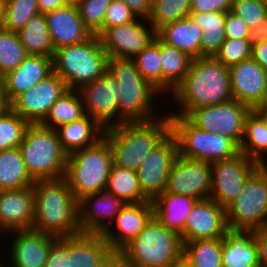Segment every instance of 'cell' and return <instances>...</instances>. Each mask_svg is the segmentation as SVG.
Segmentation results:
<instances>
[{"instance_id":"30","label":"cell","mask_w":267,"mask_h":267,"mask_svg":"<svg viewBox=\"0 0 267 267\" xmlns=\"http://www.w3.org/2000/svg\"><path fill=\"white\" fill-rule=\"evenodd\" d=\"M202 34V29L190 16L166 23L157 30V36L163 42L175 46L193 59L201 57Z\"/></svg>"},{"instance_id":"49","label":"cell","mask_w":267,"mask_h":267,"mask_svg":"<svg viewBox=\"0 0 267 267\" xmlns=\"http://www.w3.org/2000/svg\"><path fill=\"white\" fill-rule=\"evenodd\" d=\"M225 25L226 39H248L250 28L231 11L226 13Z\"/></svg>"},{"instance_id":"31","label":"cell","mask_w":267,"mask_h":267,"mask_svg":"<svg viewBox=\"0 0 267 267\" xmlns=\"http://www.w3.org/2000/svg\"><path fill=\"white\" fill-rule=\"evenodd\" d=\"M160 58L162 68V93L169 91L171 94L184 80L188 73L191 58L175 46L167 44L160 39Z\"/></svg>"},{"instance_id":"24","label":"cell","mask_w":267,"mask_h":267,"mask_svg":"<svg viewBox=\"0 0 267 267\" xmlns=\"http://www.w3.org/2000/svg\"><path fill=\"white\" fill-rule=\"evenodd\" d=\"M53 73V57L28 54L22 64L0 79V87L12 102L21 93Z\"/></svg>"},{"instance_id":"37","label":"cell","mask_w":267,"mask_h":267,"mask_svg":"<svg viewBox=\"0 0 267 267\" xmlns=\"http://www.w3.org/2000/svg\"><path fill=\"white\" fill-rule=\"evenodd\" d=\"M106 191L121 198L125 203L149 201L142 193L137 171L112 165Z\"/></svg>"},{"instance_id":"45","label":"cell","mask_w":267,"mask_h":267,"mask_svg":"<svg viewBox=\"0 0 267 267\" xmlns=\"http://www.w3.org/2000/svg\"><path fill=\"white\" fill-rule=\"evenodd\" d=\"M224 66L230 67L252 57L248 39H226L214 56Z\"/></svg>"},{"instance_id":"12","label":"cell","mask_w":267,"mask_h":267,"mask_svg":"<svg viewBox=\"0 0 267 267\" xmlns=\"http://www.w3.org/2000/svg\"><path fill=\"white\" fill-rule=\"evenodd\" d=\"M212 198L226 208L241 193L247 178L260 166L256 161L243 153L227 160L211 163Z\"/></svg>"},{"instance_id":"20","label":"cell","mask_w":267,"mask_h":267,"mask_svg":"<svg viewBox=\"0 0 267 267\" xmlns=\"http://www.w3.org/2000/svg\"><path fill=\"white\" fill-rule=\"evenodd\" d=\"M228 231L226 208L212 198L198 200L187 216L184 244L188 241L222 238Z\"/></svg>"},{"instance_id":"47","label":"cell","mask_w":267,"mask_h":267,"mask_svg":"<svg viewBox=\"0 0 267 267\" xmlns=\"http://www.w3.org/2000/svg\"><path fill=\"white\" fill-rule=\"evenodd\" d=\"M136 16L121 0H111L104 16V30L132 22Z\"/></svg>"},{"instance_id":"1","label":"cell","mask_w":267,"mask_h":267,"mask_svg":"<svg viewBox=\"0 0 267 267\" xmlns=\"http://www.w3.org/2000/svg\"><path fill=\"white\" fill-rule=\"evenodd\" d=\"M172 95L181 109L170 114L184 117L194 109L228 102L233 99L229 67L215 57L195 58Z\"/></svg>"},{"instance_id":"54","label":"cell","mask_w":267,"mask_h":267,"mask_svg":"<svg viewBox=\"0 0 267 267\" xmlns=\"http://www.w3.org/2000/svg\"><path fill=\"white\" fill-rule=\"evenodd\" d=\"M248 40L252 46L262 41H267V16L261 26L250 29Z\"/></svg>"},{"instance_id":"23","label":"cell","mask_w":267,"mask_h":267,"mask_svg":"<svg viewBox=\"0 0 267 267\" xmlns=\"http://www.w3.org/2000/svg\"><path fill=\"white\" fill-rule=\"evenodd\" d=\"M153 215L154 206L152 201L126 203L114 219L116 226L114 228L117 229V232L113 233V227H109L102 236L118 254L138 236Z\"/></svg>"},{"instance_id":"48","label":"cell","mask_w":267,"mask_h":267,"mask_svg":"<svg viewBox=\"0 0 267 267\" xmlns=\"http://www.w3.org/2000/svg\"><path fill=\"white\" fill-rule=\"evenodd\" d=\"M44 267H69V236L52 239Z\"/></svg>"},{"instance_id":"27","label":"cell","mask_w":267,"mask_h":267,"mask_svg":"<svg viewBox=\"0 0 267 267\" xmlns=\"http://www.w3.org/2000/svg\"><path fill=\"white\" fill-rule=\"evenodd\" d=\"M223 267H259L255 231L229 230L222 237Z\"/></svg>"},{"instance_id":"38","label":"cell","mask_w":267,"mask_h":267,"mask_svg":"<svg viewBox=\"0 0 267 267\" xmlns=\"http://www.w3.org/2000/svg\"><path fill=\"white\" fill-rule=\"evenodd\" d=\"M183 258L192 267H223L222 238L186 242Z\"/></svg>"},{"instance_id":"5","label":"cell","mask_w":267,"mask_h":267,"mask_svg":"<svg viewBox=\"0 0 267 267\" xmlns=\"http://www.w3.org/2000/svg\"><path fill=\"white\" fill-rule=\"evenodd\" d=\"M107 69L118 80L120 88L118 124L157 118L153 116L152 103L153 97L161 93L142 78L133 59L110 58Z\"/></svg>"},{"instance_id":"16","label":"cell","mask_w":267,"mask_h":267,"mask_svg":"<svg viewBox=\"0 0 267 267\" xmlns=\"http://www.w3.org/2000/svg\"><path fill=\"white\" fill-rule=\"evenodd\" d=\"M68 90L65 82L53 72L46 79L17 96L11 102V109L30 124H40L55 101Z\"/></svg>"},{"instance_id":"14","label":"cell","mask_w":267,"mask_h":267,"mask_svg":"<svg viewBox=\"0 0 267 267\" xmlns=\"http://www.w3.org/2000/svg\"><path fill=\"white\" fill-rule=\"evenodd\" d=\"M119 89L118 80L108 69L99 79L79 89L85 113L105 129L118 125Z\"/></svg>"},{"instance_id":"21","label":"cell","mask_w":267,"mask_h":267,"mask_svg":"<svg viewBox=\"0 0 267 267\" xmlns=\"http://www.w3.org/2000/svg\"><path fill=\"white\" fill-rule=\"evenodd\" d=\"M35 194L33 186L0 191V233L33 228Z\"/></svg>"},{"instance_id":"26","label":"cell","mask_w":267,"mask_h":267,"mask_svg":"<svg viewBox=\"0 0 267 267\" xmlns=\"http://www.w3.org/2000/svg\"><path fill=\"white\" fill-rule=\"evenodd\" d=\"M16 236L11 249L12 267H44L53 235L33 229L11 231Z\"/></svg>"},{"instance_id":"46","label":"cell","mask_w":267,"mask_h":267,"mask_svg":"<svg viewBox=\"0 0 267 267\" xmlns=\"http://www.w3.org/2000/svg\"><path fill=\"white\" fill-rule=\"evenodd\" d=\"M231 12L253 29L263 24L267 16V4L262 0H233Z\"/></svg>"},{"instance_id":"6","label":"cell","mask_w":267,"mask_h":267,"mask_svg":"<svg viewBox=\"0 0 267 267\" xmlns=\"http://www.w3.org/2000/svg\"><path fill=\"white\" fill-rule=\"evenodd\" d=\"M108 56L99 36L55 50L53 72L68 89L79 90L83 85L99 79L107 70Z\"/></svg>"},{"instance_id":"33","label":"cell","mask_w":267,"mask_h":267,"mask_svg":"<svg viewBox=\"0 0 267 267\" xmlns=\"http://www.w3.org/2000/svg\"><path fill=\"white\" fill-rule=\"evenodd\" d=\"M239 150L267 169V124L254 110L246 118Z\"/></svg>"},{"instance_id":"40","label":"cell","mask_w":267,"mask_h":267,"mask_svg":"<svg viewBox=\"0 0 267 267\" xmlns=\"http://www.w3.org/2000/svg\"><path fill=\"white\" fill-rule=\"evenodd\" d=\"M27 55L18 33L0 28V79L17 69Z\"/></svg>"},{"instance_id":"11","label":"cell","mask_w":267,"mask_h":267,"mask_svg":"<svg viewBox=\"0 0 267 267\" xmlns=\"http://www.w3.org/2000/svg\"><path fill=\"white\" fill-rule=\"evenodd\" d=\"M252 109L238 100L192 110L186 118L197 128L230 138L238 147Z\"/></svg>"},{"instance_id":"19","label":"cell","mask_w":267,"mask_h":267,"mask_svg":"<svg viewBox=\"0 0 267 267\" xmlns=\"http://www.w3.org/2000/svg\"><path fill=\"white\" fill-rule=\"evenodd\" d=\"M233 99L254 110L267 100V70L252 57L229 67Z\"/></svg>"},{"instance_id":"9","label":"cell","mask_w":267,"mask_h":267,"mask_svg":"<svg viewBox=\"0 0 267 267\" xmlns=\"http://www.w3.org/2000/svg\"><path fill=\"white\" fill-rule=\"evenodd\" d=\"M170 122L179 156L214 163L240 153L239 147L230 138L201 130L184 116L170 114Z\"/></svg>"},{"instance_id":"35","label":"cell","mask_w":267,"mask_h":267,"mask_svg":"<svg viewBox=\"0 0 267 267\" xmlns=\"http://www.w3.org/2000/svg\"><path fill=\"white\" fill-rule=\"evenodd\" d=\"M27 54L53 57L55 50L47 27L45 14L34 15L18 32Z\"/></svg>"},{"instance_id":"43","label":"cell","mask_w":267,"mask_h":267,"mask_svg":"<svg viewBox=\"0 0 267 267\" xmlns=\"http://www.w3.org/2000/svg\"><path fill=\"white\" fill-rule=\"evenodd\" d=\"M40 13L37 0H7L2 28L18 32L36 14Z\"/></svg>"},{"instance_id":"18","label":"cell","mask_w":267,"mask_h":267,"mask_svg":"<svg viewBox=\"0 0 267 267\" xmlns=\"http://www.w3.org/2000/svg\"><path fill=\"white\" fill-rule=\"evenodd\" d=\"M125 205L121 198L106 190L82 197L78 200L81 233L103 234Z\"/></svg>"},{"instance_id":"36","label":"cell","mask_w":267,"mask_h":267,"mask_svg":"<svg viewBox=\"0 0 267 267\" xmlns=\"http://www.w3.org/2000/svg\"><path fill=\"white\" fill-rule=\"evenodd\" d=\"M79 90L69 89L51 106L41 126L56 129L86 115L82 96Z\"/></svg>"},{"instance_id":"29","label":"cell","mask_w":267,"mask_h":267,"mask_svg":"<svg viewBox=\"0 0 267 267\" xmlns=\"http://www.w3.org/2000/svg\"><path fill=\"white\" fill-rule=\"evenodd\" d=\"M198 199L190 196L169 193L166 190L155 198L154 216L168 229L179 233L184 243V226L187 216Z\"/></svg>"},{"instance_id":"59","label":"cell","mask_w":267,"mask_h":267,"mask_svg":"<svg viewBox=\"0 0 267 267\" xmlns=\"http://www.w3.org/2000/svg\"><path fill=\"white\" fill-rule=\"evenodd\" d=\"M170 267H192V266L189 264V262L186 259L182 258Z\"/></svg>"},{"instance_id":"10","label":"cell","mask_w":267,"mask_h":267,"mask_svg":"<svg viewBox=\"0 0 267 267\" xmlns=\"http://www.w3.org/2000/svg\"><path fill=\"white\" fill-rule=\"evenodd\" d=\"M229 230L267 229V169L259 166L246 180L238 197L226 207Z\"/></svg>"},{"instance_id":"15","label":"cell","mask_w":267,"mask_h":267,"mask_svg":"<svg viewBox=\"0 0 267 267\" xmlns=\"http://www.w3.org/2000/svg\"><path fill=\"white\" fill-rule=\"evenodd\" d=\"M143 20L145 21L144 23ZM142 21V22H140ZM146 22L149 24L146 25ZM148 28V29H147ZM157 36V31L146 19L136 18L130 23L105 29L100 35L108 59H133Z\"/></svg>"},{"instance_id":"50","label":"cell","mask_w":267,"mask_h":267,"mask_svg":"<svg viewBox=\"0 0 267 267\" xmlns=\"http://www.w3.org/2000/svg\"><path fill=\"white\" fill-rule=\"evenodd\" d=\"M233 0H191L190 13H227L231 11Z\"/></svg>"},{"instance_id":"8","label":"cell","mask_w":267,"mask_h":267,"mask_svg":"<svg viewBox=\"0 0 267 267\" xmlns=\"http://www.w3.org/2000/svg\"><path fill=\"white\" fill-rule=\"evenodd\" d=\"M18 148L35 180L65 176L68 155L62 149L55 129L30 124Z\"/></svg>"},{"instance_id":"53","label":"cell","mask_w":267,"mask_h":267,"mask_svg":"<svg viewBox=\"0 0 267 267\" xmlns=\"http://www.w3.org/2000/svg\"><path fill=\"white\" fill-rule=\"evenodd\" d=\"M252 58L267 70V41L252 46Z\"/></svg>"},{"instance_id":"13","label":"cell","mask_w":267,"mask_h":267,"mask_svg":"<svg viewBox=\"0 0 267 267\" xmlns=\"http://www.w3.org/2000/svg\"><path fill=\"white\" fill-rule=\"evenodd\" d=\"M177 156V142L170 133L141 162L137 170L138 181L143 195L149 201L166 190L169 173Z\"/></svg>"},{"instance_id":"32","label":"cell","mask_w":267,"mask_h":267,"mask_svg":"<svg viewBox=\"0 0 267 267\" xmlns=\"http://www.w3.org/2000/svg\"><path fill=\"white\" fill-rule=\"evenodd\" d=\"M35 181L18 147L0 151V191L28 188Z\"/></svg>"},{"instance_id":"34","label":"cell","mask_w":267,"mask_h":267,"mask_svg":"<svg viewBox=\"0 0 267 267\" xmlns=\"http://www.w3.org/2000/svg\"><path fill=\"white\" fill-rule=\"evenodd\" d=\"M190 18L202 29L201 57H214L220 49L225 37L226 13H190Z\"/></svg>"},{"instance_id":"56","label":"cell","mask_w":267,"mask_h":267,"mask_svg":"<svg viewBox=\"0 0 267 267\" xmlns=\"http://www.w3.org/2000/svg\"><path fill=\"white\" fill-rule=\"evenodd\" d=\"M11 110V102L8 100L3 89L0 87V118Z\"/></svg>"},{"instance_id":"22","label":"cell","mask_w":267,"mask_h":267,"mask_svg":"<svg viewBox=\"0 0 267 267\" xmlns=\"http://www.w3.org/2000/svg\"><path fill=\"white\" fill-rule=\"evenodd\" d=\"M69 267H118V255L102 234L69 236Z\"/></svg>"},{"instance_id":"42","label":"cell","mask_w":267,"mask_h":267,"mask_svg":"<svg viewBox=\"0 0 267 267\" xmlns=\"http://www.w3.org/2000/svg\"><path fill=\"white\" fill-rule=\"evenodd\" d=\"M30 123L18 113L9 110L0 118V151L19 147Z\"/></svg>"},{"instance_id":"41","label":"cell","mask_w":267,"mask_h":267,"mask_svg":"<svg viewBox=\"0 0 267 267\" xmlns=\"http://www.w3.org/2000/svg\"><path fill=\"white\" fill-rule=\"evenodd\" d=\"M190 8L191 0H152L148 21L157 31L166 23L189 16Z\"/></svg>"},{"instance_id":"52","label":"cell","mask_w":267,"mask_h":267,"mask_svg":"<svg viewBox=\"0 0 267 267\" xmlns=\"http://www.w3.org/2000/svg\"><path fill=\"white\" fill-rule=\"evenodd\" d=\"M259 267H267V229L255 231Z\"/></svg>"},{"instance_id":"58","label":"cell","mask_w":267,"mask_h":267,"mask_svg":"<svg viewBox=\"0 0 267 267\" xmlns=\"http://www.w3.org/2000/svg\"><path fill=\"white\" fill-rule=\"evenodd\" d=\"M7 0H0V28H2L6 14Z\"/></svg>"},{"instance_id":"28","label":"cell","mask_w":267,"mask_h":267,"mask_svg":"<svg viewBox=\"0 0 267 267\" xmlns=\"http://www.w3.org/2000/svg\"><path fill=\"white\" fill-rule=\"evenodd\" d=\"M55 131L62 149L67 155H70L96 144L104 137L105 128L86 114L79 120L57 127Z\"/></svg>"},{"instance_id":"4","label":"cell","mask_w":267,"mask_h":267,"mask_svg":"<svg viewBox=\"0 0 267 267\" xmlns=\"http://www.w3.org/2000/svg\"><path fill=\"white\" fill-rule=\"evenodd\" d=\"M179 233L168 229L156 216L118 255V267H170L183 258Z\"/></svg>"},{"instance_id":"17","label":"cell","mask_w":267,"mask_h":267,"mask_svg":"<svg viewBox=\"0 0 267 267\" xmlns=\"http://www.w3.org/2000/svg\"><path fill=\"white\" fill-rule=\"evenodd\" d=\"M211 175V163L178 155L170 170L166 191L198 200L209 198Z\"/></svg>"},{"instance_id":"55","label":"cell","mask_w":267,"mask_h":267,"mask_svg":"<svg viewBox=\"0 0 267 267\" xmlns=\"http://www.w3.org/2000/svg\"><path fill=\"white\" fill-rule=\"evenodd\" d=\"M40 13L46 14L66 4L65 0H37Z\"/></svg>"},{"instance_id":"7","label":"cell","mask_w":267,"mask_h":267,"mask_svg":"<svg viewBox=\"0 0 267 267\" xmlns=\"http://www.w3.org/2000/svg\"><path fill=\"white\" fill-rule=\"evenodd\" d=\"M113 165L109 141L103 137L96 144L68 155L65 177L79 200L104 191Z\"/></svg>"},{"instance_id":"51","label":"cell","mask_w":267,"mask_h":267,"mask_svg":"<svg viewBox=\"0 0 267 267\" xmlns=\"http://www.w3.org/2000/svg\"><path fill=\"white\" fill-rule=\"evenodd\" d=\"M136 18L149 19L152 11V0H121Z\"/></svg>"},{"instance_id":"39","label":"cell","mask_w":267,"mask_h":267,"mask_svg":"<svg viewBox=\"0 0 267 267\" xmlns=\"http://www.w3.org/2000/svg\"><path fill=\"white\" fill-rule=\"evenodd\" d=\"M144 80L162 95V68L160 58V38H156L133 58Z\"/></svg>"},{"instance_id":"3","label":"cell","mask_w":267,"mask_h":267,"mask_svg":"<svg viewBox=\"0 0 267 267\" xmlns=\"http://www.w3.org/2000/svg\"><path fill=\"white\" fill-rule=\"evenodd\" d=\"M159 118L123 122L105 129L114 165L138 170L144 158L171 133L170 114Z\"/></svg>"},{"instance_id":"44","label":"cell","mask_w":267,"mask_h":267,"mask_svg":"<svg viewBox=\"0 0 267 267\" xmlns=\"http://www.w3.org/2000/svg\"><path fill=\"white\" fill-rule=\"evenodd\" d=\"M111 0H82L76 6L89 31L99 36L104 31V16Z\"/></svg>"},{"instance_id":"2","label":"cell","mask_w":267,"mask_h":267,"mask_svg":"<svg viewBox=\"0 0 267 267\" xmlns=\"http://www.w3.org/2000/svg\"><path fill=\"white\" fill-rule=\"evenodd\" d=\"M33 230L55 237L80 234L78 199L66 177L36 180Z\"/></svg>"},{"instance_id":"60","label":"cell","mask_w":267,"mask_h":267,"mask_svg":"<svg viewBox=\"0 0 267 267\" xmlns=\"http://www.w3.org/2000/svg\"><path fill=\"white\" fill-rule=\"evenodd\" d=\"M68 5H77L82 0H65Z\"/></svg>"},{"instance_id":"57","label":"cell","mask_w":267,"mask_h":267,"mask_svg":"<svg viewBox=\"0 0 267 267\" xmlns=\"http://www.w3.org/2000/svg\"><path fill=\"white\" fill-rule=\"evenodd\" d=\"M254 111L266 122L267 124V100L257 106Z\"/></svg>"},{"instance_id":"25","label":"cell","mask_w":267,"mask_h":267,"mask_svg":"<svg viewBox=\"0 0 267 267\" xmlns=\"http://www.w3.org/2000/svg\"><path fill=\"white\" fill-rule=\"evenodd\" d=\"M45 17L54 50L81 43L93 35L82 22L75 5L67 4L47 12Z\"/></svg>"}]
</instances>
